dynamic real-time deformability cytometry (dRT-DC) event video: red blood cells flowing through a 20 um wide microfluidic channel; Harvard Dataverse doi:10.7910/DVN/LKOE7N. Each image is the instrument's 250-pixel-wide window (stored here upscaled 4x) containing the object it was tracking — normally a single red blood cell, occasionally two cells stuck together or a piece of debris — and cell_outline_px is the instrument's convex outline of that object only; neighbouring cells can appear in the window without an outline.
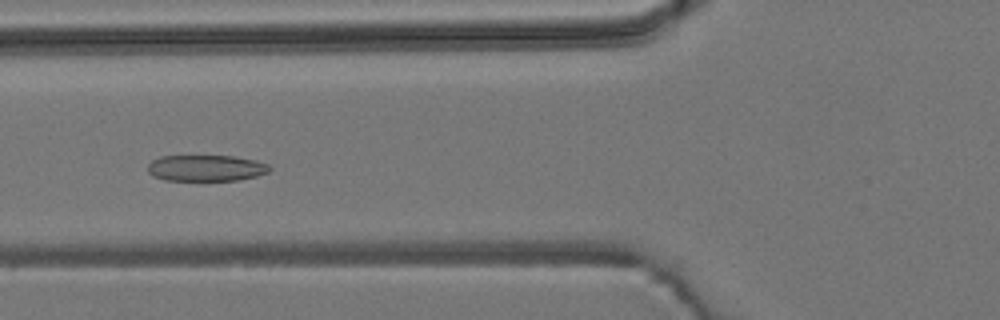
{"species": "common noctule bat (a hibernating species)", "species_latin": "Nyctalus noctula", "temperature_condition": "room temperature", "stored_images_in_passage": 7, "camera_frame_rate_fps": 3000, "um_per_image_px": 0.085, "animal": {"sex": "male", "body_mass_g": 19.2, "forearm_length_mm": 51.8}, "frame": {"image": 1, "passage_image": 5, "time_ms": 5.667, "image_size_px": [1000, 320], "cell_outline_px": [[272, 168], [268, 172], [256, 176], [240, 180], [164, 180], [152, 176], [148, 172], [148, 164], [152, 160], [160, 156], [232, 156], [256, 160], [268, 164]], "centroid_in_image_um": [17.51, 14.28], "position_along_channel_um": 108.3, "area_um2": 18.67}}
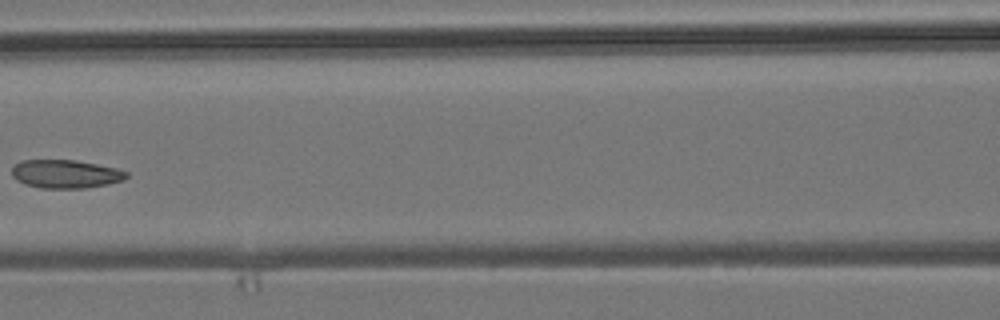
{"frame": {"image": 2, "passage_image": 6, "time_ms": 7.0, "image_size_px": [1000, 320], "cell_outline_px": [[128, 176], [124, 180], [108, 184], [84, 188], [40, 188], [24, 184], [16, 180], [12, 176], [12, 168], [20, 160], [76, 160], [116, 168], [128, 172]], "centroid_in_image_um": [5.56, 14.79], "position_along_channel_um": 161.0, "area_um2": 19.02}}
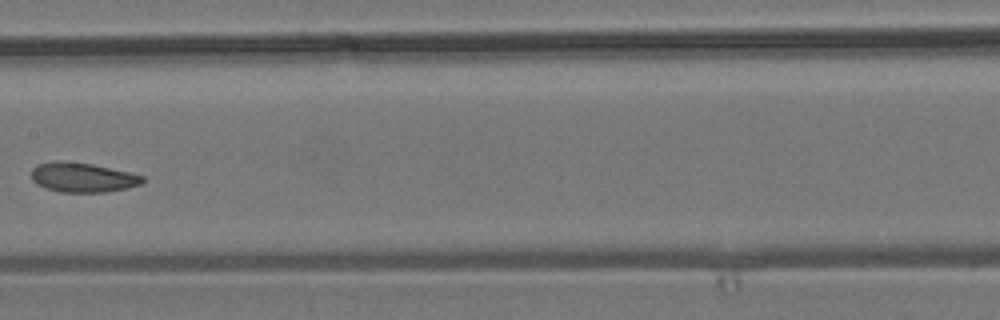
{"frame": {"image": 3, "passage_image": 7, "time_ms": 8.0, "image_size_px": [1000, 320], "cell_outline_px": [[144, 180], [140, 184], [128, 188], [104, 192], [60, 192], [36, 184], [32, 180], [32, 168], [36, 164], [52, 160], [60, 160], [92, 164], [128, 172], [144, 176]], "centroid_in_image_um": [6.98, 15.07], "position_along_channel_um": 200.4, "area_um2": 19.19}}